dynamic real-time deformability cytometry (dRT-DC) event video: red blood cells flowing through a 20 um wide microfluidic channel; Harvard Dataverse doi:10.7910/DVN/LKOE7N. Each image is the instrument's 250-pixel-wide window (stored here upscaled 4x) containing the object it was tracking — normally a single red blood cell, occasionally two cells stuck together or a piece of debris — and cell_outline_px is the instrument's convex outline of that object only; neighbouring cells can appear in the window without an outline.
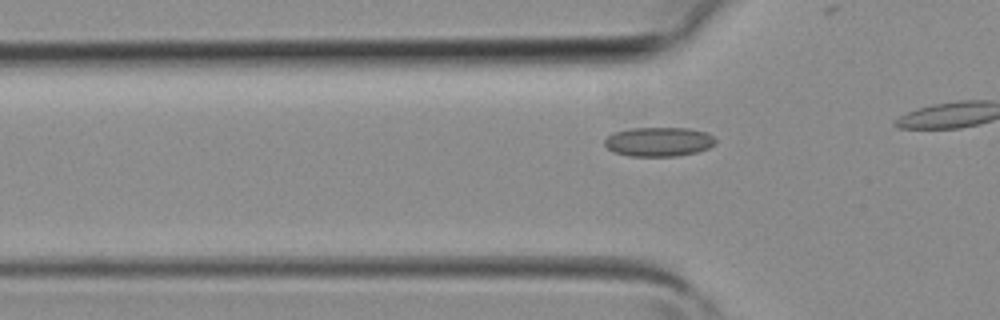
{"species": "common noctule bat (a hibernating species)", "species_latin": "Nyctalus noctula", "temperature_condition": "room temperature", "stored_images_in_passage": 8, "camera_frame_rate_fps": 3000, "um_per_image_px": 0.085, "animal": {"sex": "female", "body_mass_g": 19.3, "forearm_length_mm": 54.1}, "frame": {"image": 1, "passage_image": 8, "time_ms": 2.333, "image_size_px": [1000, 320], "cell_outline_px": [[716, 144], [708, 148], [696, 152], [676, 156], [628, 156], [612, 152], [604, 144], [604, 140], [608, 136], [616, 132], [632, 128], [688, 128], [704, 132], [712, 136], [716, 140]], "centroid_in_image_um": [55.98, 12.06], "position_along_channel_um": 69.8, "area_um2": 18.84}}